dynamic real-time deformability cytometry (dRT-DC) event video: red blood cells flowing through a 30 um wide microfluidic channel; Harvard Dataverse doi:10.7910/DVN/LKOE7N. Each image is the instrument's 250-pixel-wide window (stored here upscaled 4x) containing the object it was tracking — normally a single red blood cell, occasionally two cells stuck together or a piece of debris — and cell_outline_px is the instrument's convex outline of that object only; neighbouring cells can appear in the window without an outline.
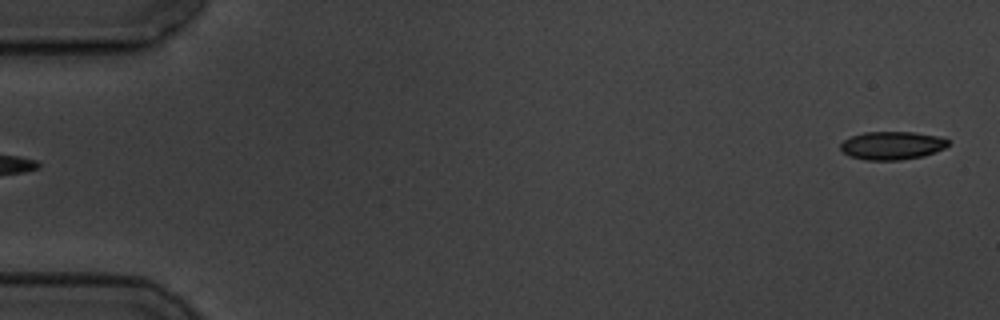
{"species": "common noctule bat (a hibernating species)", "species_latin": "Nyctalus noctula", "temperature_condition": "cold", "stored_images_in_passage": 6, "segment_of_instrument_passage": [2, 2], "camera_frame_rate_fps": 3000, "um_per_image_px": 0.085, "animal": {"sex": "male", "body_mass_g": 19.5, "forearm_length_mm": 54.6}, "frame": {"image": 1, "passage_image": 6, "time_ms": 6.667, "image_size_px": [1000, 320], "cell_outline_px": [[948, 144], [944, 148], [924, 156], [900, 160], [864, 160], [848, 156], [840, 148], [840, 144], [844, 140], [852, 136], [864, 132], [916, 132], [936, 136], [948, 140]], "centroid_in_image_um": [75.79, 12.37], "position_along_channel_um": 9.2, "area_um2": 17.63}}